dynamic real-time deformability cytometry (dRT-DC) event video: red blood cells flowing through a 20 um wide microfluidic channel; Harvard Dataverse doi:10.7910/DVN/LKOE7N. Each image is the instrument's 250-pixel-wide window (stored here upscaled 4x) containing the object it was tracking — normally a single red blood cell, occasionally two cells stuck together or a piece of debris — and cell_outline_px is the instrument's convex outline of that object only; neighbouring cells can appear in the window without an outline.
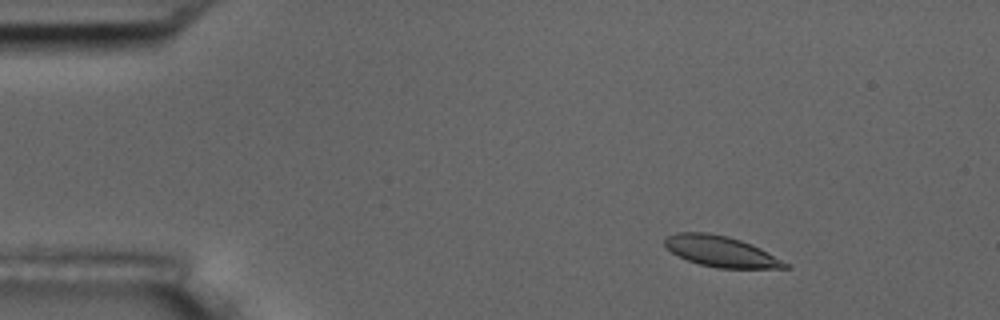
{"species": "common noctule bat (a hibernating species)", "species_latin": "Nyctalus noctula", "temperature_condition": "room temperature", "stored_images_in_passage": 6, "camera_frame_rate_fps": 3000, "um_per_image_px": 0.085, "animal": {"sex": "male", "body_mass_g": 17.5, "forearm_length_mm": 52.3}, "frame": {"image": 1, "passage_image": 2, "time_ms": 1.333, "image_size_px": [1000, 320], "cell_outline_px": [[788, 268], [720, 268], [700, 264], [688, 260], [672, 252], [664, 244], [664, 236], [676, 232], [708, 232], [728, 236], [752, 244], [760, 248], [788, 264]], "centroid_in_image_um": [61.23, 21.35], "position_along_channel_um": 23.8, "area_um2": 21.39}}
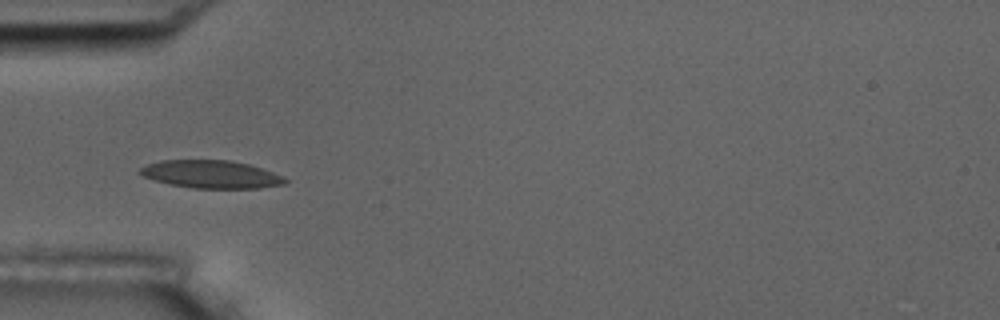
{"frame": {"image": 2, "passage_image": 5, "time_ms": 4.667, "image_size_px": [1000, 320], "cell_outline_px": [[288, 180], [284, 184], [260, 188], [192, 188], [172, 184], [156, 180], [144, 176], [136, 172], [140, 168], [148, 164], [160, 160], [228, 160], [248, 164], [284, 176]], "centroid_in_image_um": [17.95, 14.81], "position_along_channel_um": 67.1, "area_um2": 23.35}}